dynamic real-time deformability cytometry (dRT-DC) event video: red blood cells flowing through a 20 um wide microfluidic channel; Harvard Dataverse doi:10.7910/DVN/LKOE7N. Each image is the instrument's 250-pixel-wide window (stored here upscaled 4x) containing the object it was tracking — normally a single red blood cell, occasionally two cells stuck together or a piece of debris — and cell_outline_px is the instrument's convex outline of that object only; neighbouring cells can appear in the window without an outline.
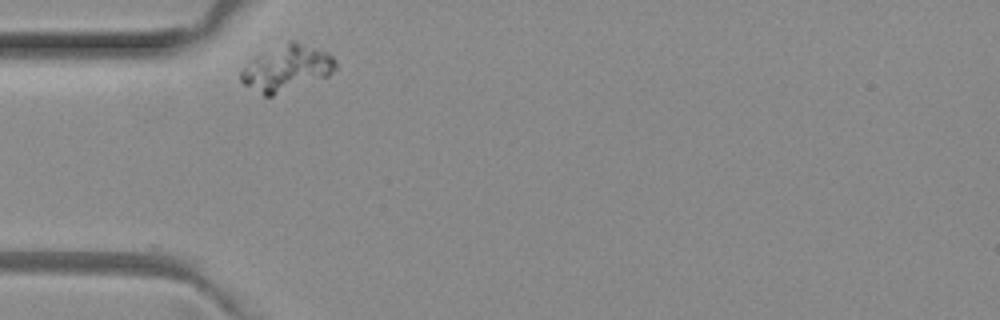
{"species": "common noctule bat (a hibernating species)", "species_latin": "Nyctalus noctula", "temperature_condition": "room temperature", "stored_images_in_passage": 3, "camera_frame_rate_fps": 3000, "um_per_image_px": 0.085, "animal": {"sex": "female", "body_mass_g": 29.2, "forearm_length_mm": 56.3}, "frame": {"image": 1, "passage_image": 1, "time_ms": 0.0, "image_size_px": [1000, 320], "cell_outline_px": [[336, 68], [328, 76], [272, 96], [264, 96], [244, 84], [240, 80], [240, 72], [256, 56], [288, 40], [292, 40], [328, 52], [336, 60]], "centroid_in_image_um": [24.38, 5.79], "position_along_channel_um": 60.6, "area_um2": 25.03}}
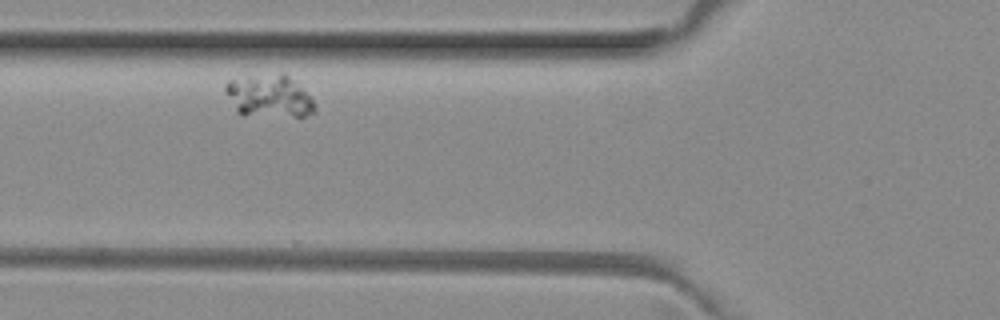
{"frame": {"image": 2, "passage_image": 2, "time_ms": 0.333, "image_size_px": [1000, 320], "cell_outline_px": [[316, 112], [304, 116], [244, 116], [236, 112], [224, 92], [224, 84], [228, 80], [248, 76], [280, 72], [284, 72], [312, 100], [316, 108]], "centroid_in_image_um": [22.8, 8.18], "position_along_channel_um": 103.0, "area_um2": 22.37}}
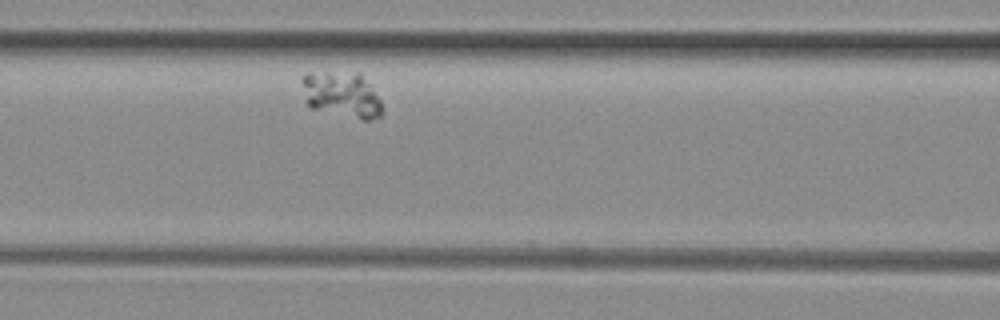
{"frame": {"image": 3, "passage_image": 3, "time_ms": 0.667, "image_size_px": [1000, 320], "cell_outline_px": [[384, 112], [380, 116], [372, 120], [360, 120], [312, 108], [308, 104], [300, 80], [308, 72], [360, 72], [372, 84], [384, 108]], "centroid_in_image_um": [29.12, 8.04], "position_along_channel_um": 137.5, "area_um2": 21.91}}